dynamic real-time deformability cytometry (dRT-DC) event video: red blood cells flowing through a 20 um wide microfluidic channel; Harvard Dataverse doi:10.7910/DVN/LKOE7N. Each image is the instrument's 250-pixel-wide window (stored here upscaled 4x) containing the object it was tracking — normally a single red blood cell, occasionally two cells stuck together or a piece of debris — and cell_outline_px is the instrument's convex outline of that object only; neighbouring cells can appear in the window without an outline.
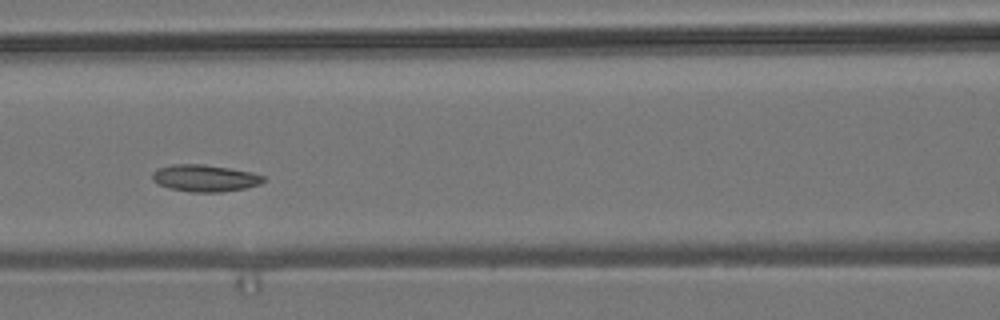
{"species": "common noctule bat (a hibernating species)", "species_latin": "Nyctalus noctula", "temperature_condition": "room temperature", "stored_images_in_passage": 5, "camera_frame_rate_fps": 3000, "um_per_image_px": 0.085, "animal": {"sex": "male", "body_mass_g": 19.2, "forearm_length_mm": 51.8}, "frame": {"image": 1, "passage_image": 5, "time_ms": 4.667, "image_size_px": [1000, 320], "cell_outline_px": [[264, 180], [260, 184], [244, 188], [220, 192], [192, 192], [168, 188], [156, 184], [152, 180], [152, 172], [156, 168], [172, 164], [204, 164], [252, 172], [264, 176]], "centroid_in_image_um": [17.35, 15.14], "position_along_channel_um": 149.2, "area_um2": 17.51}}